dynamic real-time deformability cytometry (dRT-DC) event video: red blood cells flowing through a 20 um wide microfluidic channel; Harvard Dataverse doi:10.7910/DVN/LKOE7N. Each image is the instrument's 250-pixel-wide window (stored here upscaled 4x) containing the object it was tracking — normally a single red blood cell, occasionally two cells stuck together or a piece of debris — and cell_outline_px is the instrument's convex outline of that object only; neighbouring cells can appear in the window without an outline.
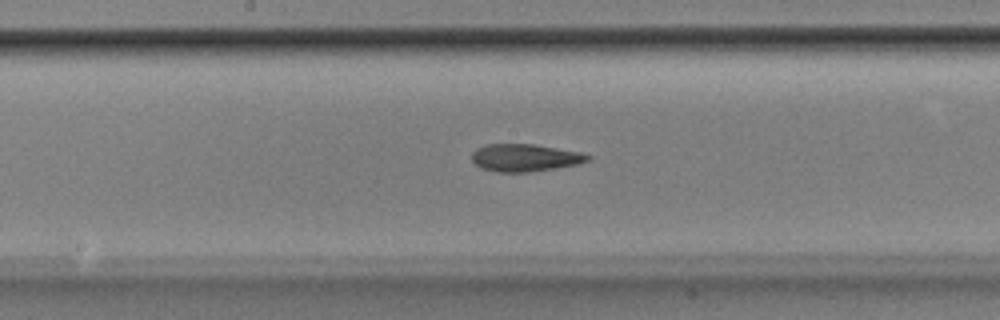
{"species": "Egyptian fruit bat (a non-hibernating species)", "species_latin": "Rousettus aegyptiacus", "temperature_condition": "room temperature", "stored_images_in_passage": 51, "camera_frame_rate_fps": 3000, "um_per_image_px": 0.085, "animal": {"sex": "male"}, "frame": {"image": 1, "passage_image": 26, "time_ms": 8.333, "image_size_px": [1000, 320], "cell_outline_px": [[592, 160], [576, 164], [556, 168], [532, 172], [496, 172], [480, 168], [472, 160], [472, 152], [476, 148], [488, 144], [532, 144], [580, 152], [592, 156]], "centroid_in_image_um": [44.62, 13.41], "position_along_channel_um": 203.6, "area_um2": 18.61}}
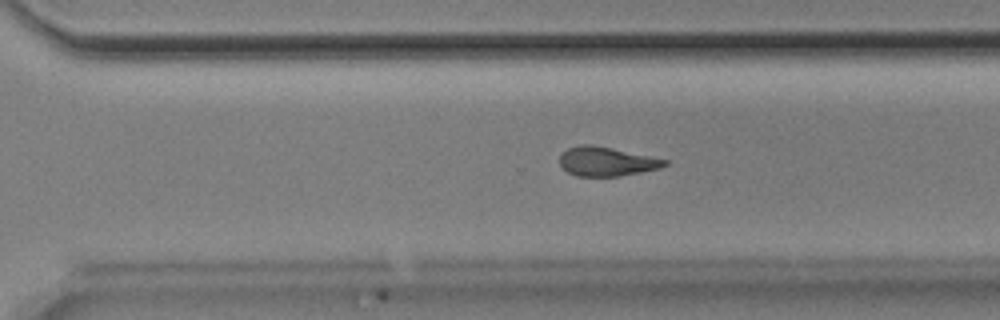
{"frame": {"image": 2, "passage_image": 35, "time_ms": 11.333, "image_size_px": [1000, 320], "cell_outline_px": [[668, 164], [660, 168], [620, 176], [576, 176], [568, 172], [560, 164], [560, 156], [568, 148], [580, 144], [592, 144], [612, 148], [668, 160]], "centroid_in_image_um": [51.55, 13.72], "position_along_channel_um": 319.0, "area_um2": 17.69}}
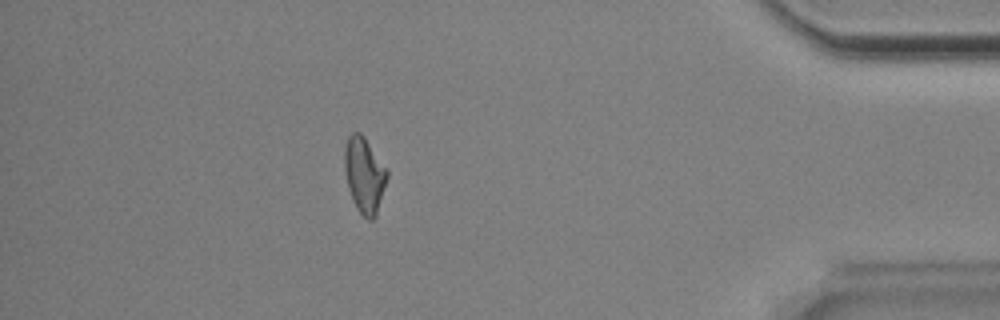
{"frame": {"image": 3, "passage_image": 45, "time_ms": 14.667, "image_size_px": [1000, 320], "cell_outline_px": [[388, 176], [376, 216], [372, 220], [368, 220], [356, 208], [348, 188], [344, 168], [344, 148], [348, 136], [352, 132], [360, 132], [364, 136], [388, 168]], "centroid_in_image_um": [30.98, 14.84], "position_along_channel_um": 404.2, "area_um2": 18.96}, "authors_computed_cell_mechanics": {"area_um2": 18.7272, "velocity_mm_per_s": 3.8637, "shape_relaxation_time_tau1_ms": 9.5417, "shape_relaxation_time_tau2_ms": 5.3187, "deformation_change_tau1": 0.2429, "deformation_change_tau2": 0.1524}}